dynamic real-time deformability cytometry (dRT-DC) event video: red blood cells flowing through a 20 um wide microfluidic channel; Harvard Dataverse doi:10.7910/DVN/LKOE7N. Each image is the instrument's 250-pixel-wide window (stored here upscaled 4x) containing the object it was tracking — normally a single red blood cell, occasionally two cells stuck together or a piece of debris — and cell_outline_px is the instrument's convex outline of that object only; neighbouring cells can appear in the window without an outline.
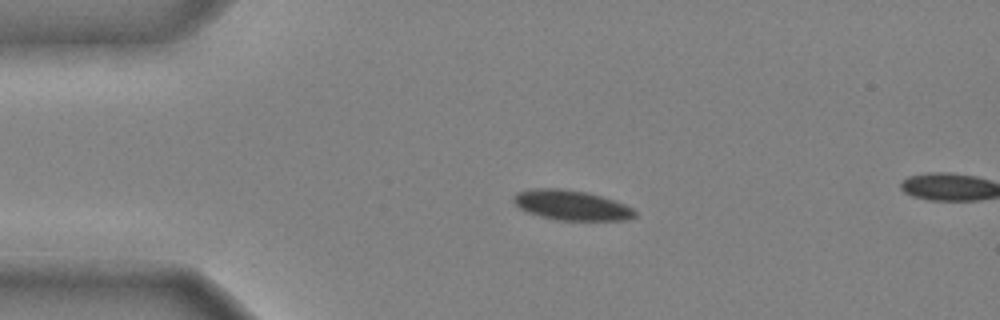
{"species": "common noctule bat (a hibernating species)", "species_latin": "Nyctalus noctula", "temperature_condition": "cold", "stored_images_in_passage": 4, "camera_frame_rate_fps": 3000, "um_per_image_px": 0.085, "animal": {"sex": "male", "body_mass_g": 20.4}, "frame": {"image": 1, "passage_image": 1, "time_ms": 0.0, "image_size_px": [1000, 320], "cell_outline_px": [[636, 216], [628, 220], [556, 220], [540, 216], [528, 212], [520, 208], [512, 200], [512, 196], [516, 192], [532, 188], [560, 188], [588, 192], [616, 200], [632, 208], [636, 212]], "centroid_in_image_um": [48.57, 17.43], "position_along_channel_um": 36.4, "area_um2": 21.39}}